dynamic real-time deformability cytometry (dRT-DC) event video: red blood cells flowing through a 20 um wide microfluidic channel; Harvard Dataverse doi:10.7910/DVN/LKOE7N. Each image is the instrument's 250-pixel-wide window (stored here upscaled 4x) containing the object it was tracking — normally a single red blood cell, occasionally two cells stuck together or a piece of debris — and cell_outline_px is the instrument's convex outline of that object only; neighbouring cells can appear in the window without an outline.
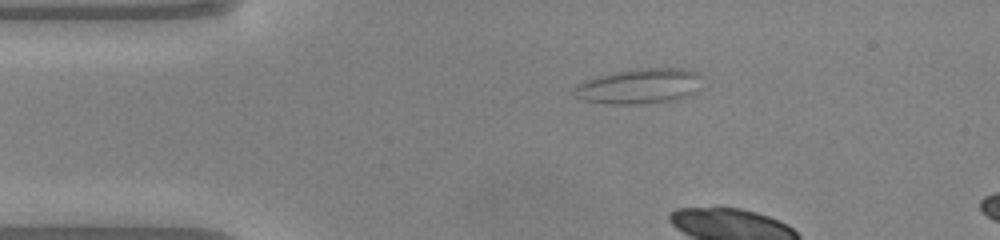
{"species": "common noctule bat (a hibernating species)", "species_latin": "Nyctalus noctula", "temperature_condition": "warm", "stored_images_in_passage": 4, "camera_frame_rate_fps": 3000, "um_per_image_px": 0.085, "animal": {"sex": "male", "body_mass_g": 20.0, "forearm_length_mm": 53.3}, "frame": {"image": 1, "passage_image": 1, "time_ms": 0.0, "image_size_px": [1000, 240], "cell_outline_px": [[700, 88], [696, 92], [688, 96], [668, 100], [636, 104], [612, 104], [584, 100], [572, 96], [572, 88], [576, 84], [584, 80], [596, 76], [636, 68], [680, 68], [696, 72], [700, 76]], "centroid_in_image_um": [54.28, 7.32], "position_along_channel_um": 30.7, "area_um2": 26.3}}